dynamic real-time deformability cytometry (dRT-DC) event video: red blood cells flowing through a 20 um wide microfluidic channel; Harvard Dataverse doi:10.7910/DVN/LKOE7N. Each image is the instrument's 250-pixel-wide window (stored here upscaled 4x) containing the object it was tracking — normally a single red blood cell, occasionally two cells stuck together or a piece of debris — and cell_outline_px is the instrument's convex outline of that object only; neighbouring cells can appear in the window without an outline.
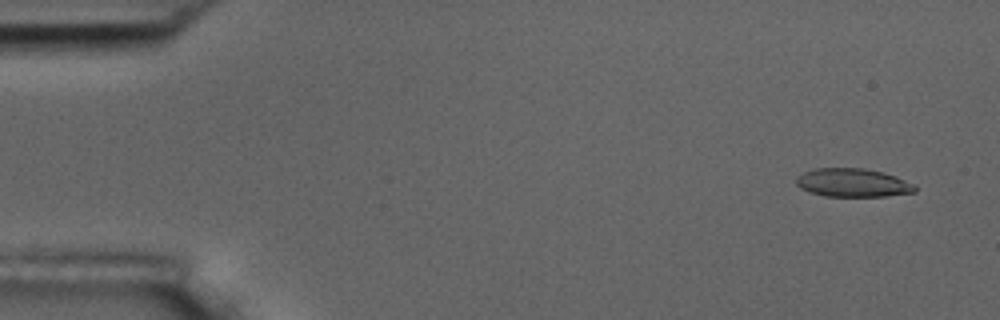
{"species": "common noctule bat (a hibernating species)", "species_latin": "Nyctalus noctula", "temperature_condition": "room temperature", "stored_images_in_passage": 5, "camera_frame_rate_fps": 3000, "um_per_image_px": 0.085, "animal": {"sex": "male", "body_mass_g": 17.5, "forearm_length_mm": 52.3}, "frame": {"image": 1, "passage_image": 1, "time_ms": 0.0, "image_size_px": [1000, 320], "cell_outline_px": [[916, 192], [884, 196], [824, 196], [808, 192], [800, 188], [796, 184], [796, 176], [804, 172], [816, 168], [864, 168], [896, 176], [916, 184]], "centroid_in_image_um": [72.48, 15.53], "position_along_channel_um": 12.5, "area_um2": 19.77}}